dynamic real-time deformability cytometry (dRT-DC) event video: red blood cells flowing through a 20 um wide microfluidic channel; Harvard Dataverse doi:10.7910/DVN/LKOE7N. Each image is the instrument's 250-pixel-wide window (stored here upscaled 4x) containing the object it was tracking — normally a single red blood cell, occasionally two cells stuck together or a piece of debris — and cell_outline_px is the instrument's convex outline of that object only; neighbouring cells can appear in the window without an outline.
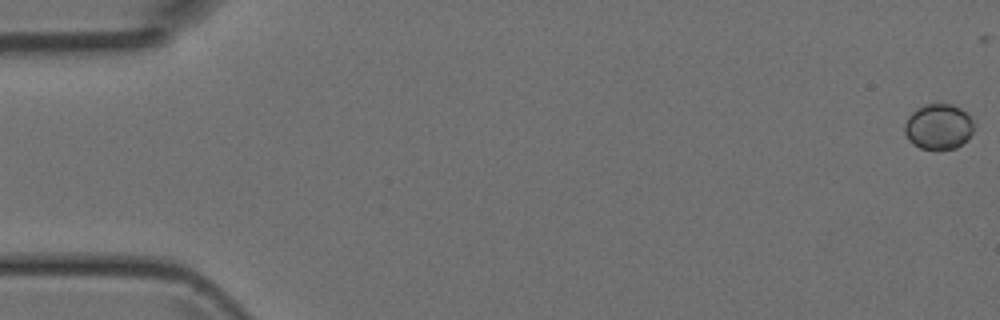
{"species": "Egyptian fruit bat (a non-hibernating species)", "species_latin": "Rousettus aegyptiacus", "temperature_condition": "room temperature", "stored_images_in_passage": 49, "camera_frame_rate_fps": 3000, "um_per_image_px": 0.085, "animal": {"sex": "female"}, "frame": {"image": 1, "passage_image": 1, "time_ms": 0.0, "image_size_px": [1000, 320], "cell_outline_px": [[976, 124], [968, 140], [956, 148], [920, 148], [912, 144], [908, 140], [904, 132], [904, 124], [908, 116], [916, 108], [924, 104], [952, 104], [960, 108], [976, 120]], "centroid_in_image_um": [79.79, 10.75], "position_along_channel_um": 5.2, "area_um2": 18.67}}
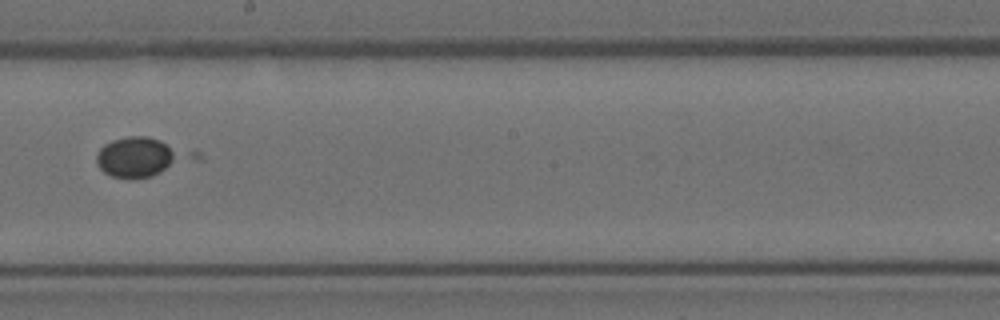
{"frame": {"image": 2, "passage_image": 28, "time_ms": 9.0, "image_size_px": [1000, 320], "cell_outline_px": [[180, 156], [160, 172], [152, 176], [128, 180], [112, 176], [104, 172], [96, 164], [96, 152], [104, 144], [112, 140], [128, 136], [148, 136], [160, 140], [176, 152]], "centroid_in_image_um": [11.45, 13.36], "position_along_channel_um": 236.7, "area_um2": 19.31}}
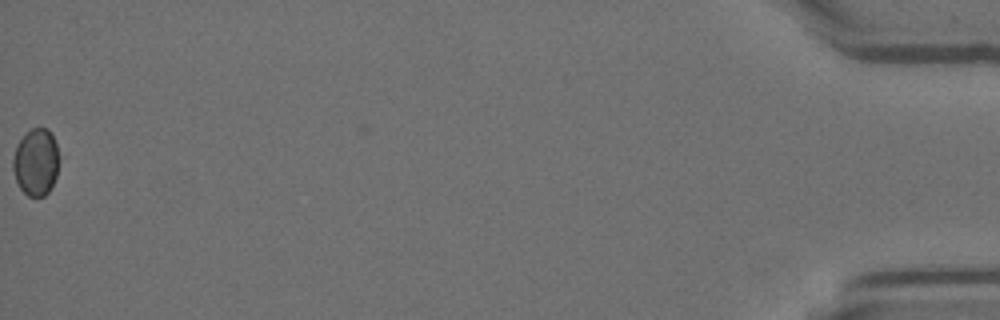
{"frame": {"image": 3, "passage_image": 49, "time_ms": 16.0, "image_size_px": [1000, 320], "cell_outline_px": [[56, 176], [48, 192], [44, 196], [28, 196], [20, 188], [16, 180], [12, 168], [12, 160], [16, 144], [24, 132], [32, 128], [48, 128], [56, 144]], "centroid_in_image_um": [2.99, 13.75], "position_along_channel_um": 432.2, "area_um2": 17.8}}